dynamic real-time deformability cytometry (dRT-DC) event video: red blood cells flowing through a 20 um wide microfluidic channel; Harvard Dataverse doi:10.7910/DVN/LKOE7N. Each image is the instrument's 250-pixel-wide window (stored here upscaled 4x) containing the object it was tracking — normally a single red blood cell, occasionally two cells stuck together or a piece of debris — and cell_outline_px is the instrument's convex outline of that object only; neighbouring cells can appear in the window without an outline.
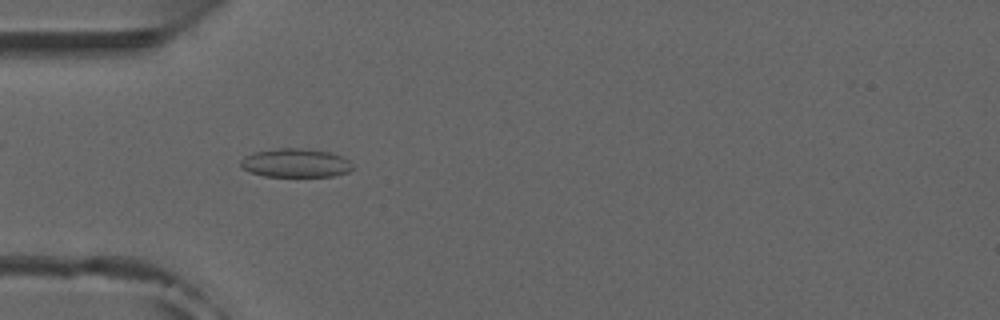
{"species": "common noctule bat (a hibernating species)", "species_latin": "Nyctalus noctula", "temperature_condition": "room temperature", "stored_images_in_passage": 51, "camera_frame_rate_fps": 3000, "um_per_image_px": 0.085, "animal": {"sex": "male", "forearm_length_mm": 52.5}, "frame": {"image": 1, "passage_image": 15, "time_ms": 4.667, "image_size_px": [1000, 320], "cell_outline_px": [[352, 168], [348, 172], [332, 176], [264, 176], [252, 172], [244, 168], [240, 164], [240, 160], [244, 156], [252, 152], [280, 148], [300, 148], [328, 152], [344, 156], [352, 164]], "centroid_in_image_um": [25.12, 13.84], "position_along_channel_um": 59.9, "area_um2": 18.61}}
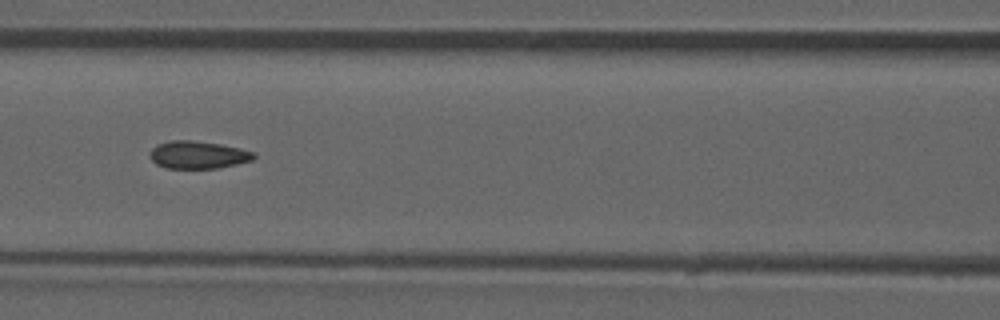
{"frame": {"image": 2, "passage_image": 22, "time_ms": 7.0, "image_size_px": [1000, 320], "cell_outline_px": [[256, 156], [252, 160], [236, 164], [216, 168], [168, 168], [156, 164], [148, 156], [152, 148], [156, 144], [172, 140], [192, 140], [220, 144], [240, 148], [256, 152]], "centroid_in_image_um": [16.82, 13.15], "position_along_channel_um": 149.8, "area_um2": 16.76}, "authors_computed_cell_mechanics": {"area_um2": 16.8776, "velocity_mm_per_s": 3.9506, "shape_relaxation_time_tau1_ms": null, "shape_relaxation_time_tau2_ms": 1.4252, "deformation_change_tau1": null, "deformation_change_tau2": 0.0803}}